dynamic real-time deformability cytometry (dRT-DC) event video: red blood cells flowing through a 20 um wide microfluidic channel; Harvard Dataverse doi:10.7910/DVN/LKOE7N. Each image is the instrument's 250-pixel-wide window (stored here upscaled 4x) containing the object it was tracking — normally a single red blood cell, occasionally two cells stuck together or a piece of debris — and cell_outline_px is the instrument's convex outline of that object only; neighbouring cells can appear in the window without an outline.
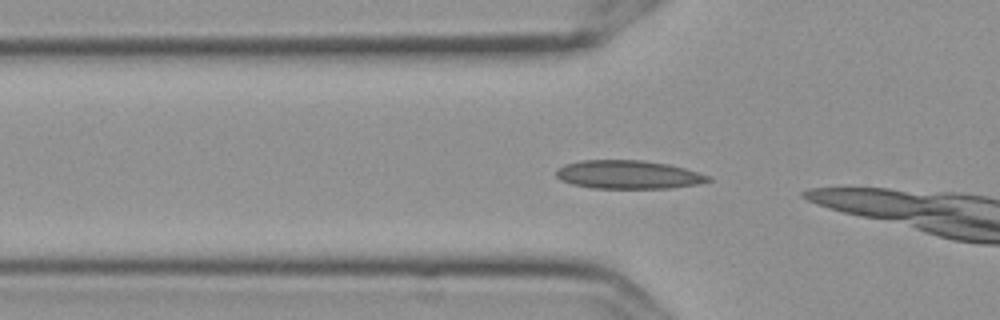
{"species": "Egyptian fruit bat (a non-hibernating species)", "species_latin": "Rousettus aegyptiacus", "temperature_condition": "cold", "stored_images_in_passage": 4, "camera_frame_rate_fps": 3000, "um_per_image_px": 0.085, "frame": {"image": 1, "passage_image": 2, "time_ms": 0.333, "image_size_px": [1000, 320], "cell_outline_px": [[712, 180], [700, 184], [672, 188], [592, 188], [572, 184], [560, 180], [556, 176], [556, 172], [564, 164], [580, 160], [644, 160], [668, 164], [684, 168], [712, 176]], "centroid_in_image_um": [53.44, 14.84], "position_along_channel_um": 72.4, "area_um2": 25.37}}